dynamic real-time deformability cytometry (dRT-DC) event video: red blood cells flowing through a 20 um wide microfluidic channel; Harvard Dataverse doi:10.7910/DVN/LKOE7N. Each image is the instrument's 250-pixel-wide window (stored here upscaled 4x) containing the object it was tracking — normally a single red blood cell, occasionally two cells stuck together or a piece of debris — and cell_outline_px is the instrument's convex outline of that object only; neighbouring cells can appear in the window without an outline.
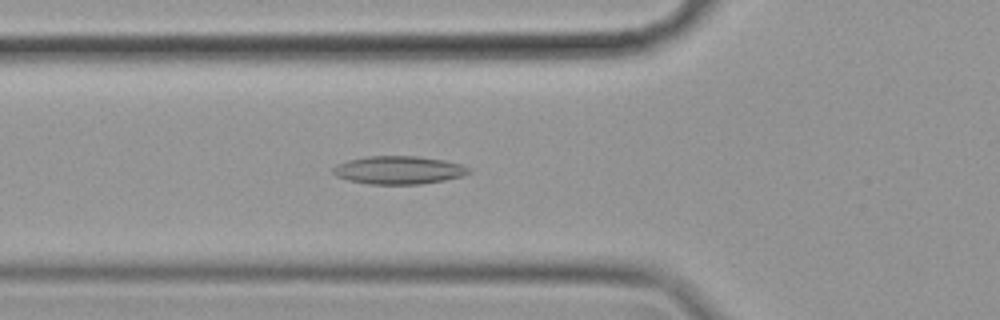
{"species": "common noctule bat (a hibernating species)", "species_latin": "Nyctalus noctula", "temperature_condition": "cold", "stored_images_in_passage": 56, "camera_frame_rate_fps": 3000, "um_per_image_px": 0.085, "animal": {"sex": "female", "body_mass_g": 19.9}, "frame": {"image": 1, "passage_image": 19, "time_ms": 6.0, "image_size_px": [1000, 320], "cell_outline_px": [[472, 172], [460, 176], [444, 180], [420, 184], [368, 184], [348, 180], [336, 176], [332, 172], [332, 168], [336, 164], [348, 160], [368, 156], [416, 156], [444, 160], [460, 164], [468, 168]], "centroid_in_image_um": [33.84, 14.45], "position_along_channel_um": 92.0, "area_um2": 22.14}}
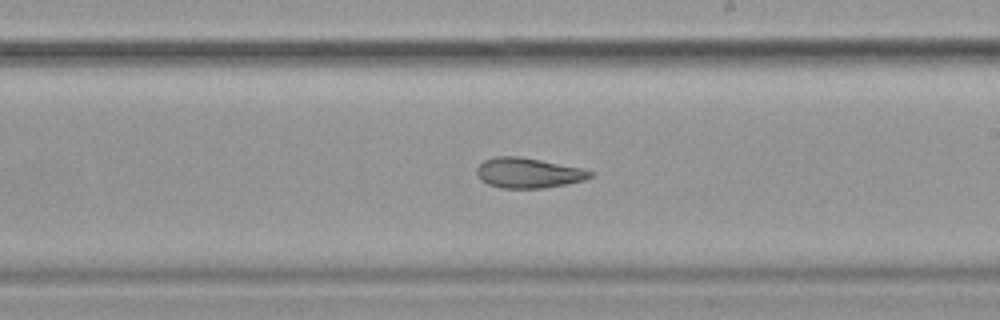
{"frame": {"image": 2, "passage_image": 32, "time_ms": 10.333, "image_size_px": [1000, 320], "cell_outline_px": [[592, 176], [584, 180], [544, 188], [500, 188], [488, 184], [480, 180], [476, 172], [476, 168], [484, 160], [496, 156], [520, 156], [580, 168], [592, 172]], "centroid_in_image_um": [44.84, 14.7], "position_along_channel_um": 244.2, "area_um2": 19.77}}
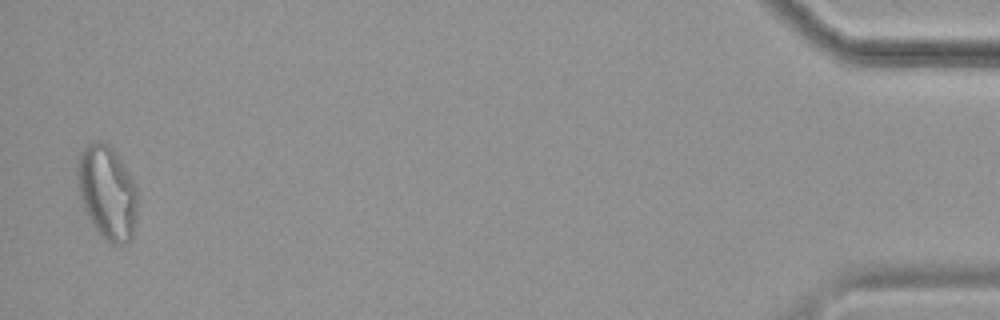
{"frame": {"image": 3, "passage_image": 55, "time_ms": 18.0, "image_size_px": [1000, 320], "cell_outline_px": [[136, 216], [132, 236], [124, 244], [108, 244], [92, 224], [84, 208], [80, 196], [76, 176], [80, 152], [88, 144], [96, 140], [100, 140], [108, 144], [116, 152], [136, 184]], "centroid_in_image_um": [9.1, 16.34], "position_along_channel_um": 426.1, "area_um2": 32.77}, "authors_computed_cell_mechanics": {"area_um2": 22.1663, "velocity_mm_per_s": 3.516, "shape_relaxation_time_tau1_ms": null, "shape_relaxation_time_tau2_ms": 4.2619, "deformation_change_tau1": null, "deformation_change_tau2": 0.1236}}